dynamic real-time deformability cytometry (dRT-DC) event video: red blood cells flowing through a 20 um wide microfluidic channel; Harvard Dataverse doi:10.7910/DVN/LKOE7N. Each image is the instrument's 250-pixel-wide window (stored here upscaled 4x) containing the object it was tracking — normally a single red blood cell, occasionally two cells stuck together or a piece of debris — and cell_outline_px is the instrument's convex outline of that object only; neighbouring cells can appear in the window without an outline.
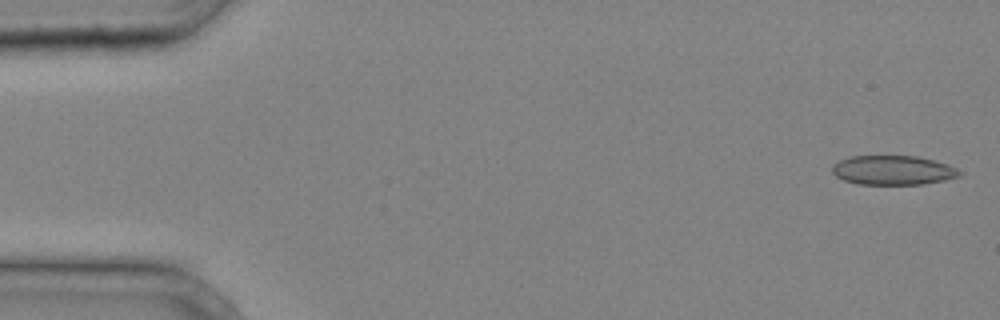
{"species": "common noctule bat (a hibernating species)", "species_latin": "Nyctalus noctula", "temperature_condition": "cold", "stored_images_in_passage": 37, "camera_frame_rate_fps": 3000, "um_per_image_px": 0.085, "animal": {"sex": "male", "body_mass_g": 20.4}, "frame": {"image": 1, "passage_image": 1, "time_ms": 0.0, "image_size_px": [1000, 320], "cell_outline_px": [[964, 172], [960, 176], [944, 180], [920, 184], [856, 184], [844, 180], [836, 176], [832, 172], [832, 164], [840, 160], [852, 156], [916, 156], [948, 164]], "centroid_in_image_um": [75.9, 14.47], "position_along_channel_um": 9.1, "area_um2": 21.73}}
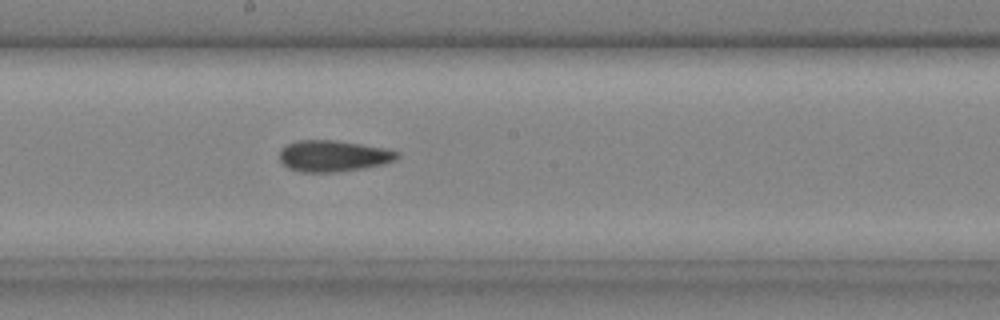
{"frame": {"image": 2, "passage_image": 21, "time_ms": 6.667, "image_size_px": [1000, 320], "cell_outline_px": [[400, 156], [396, 160], [384, 164], [364, 168], [332, 172], [300, 172], [288, 168], [280, 160], [280, 148], [296, 140], [336, 140], [384, 148], [400, 152]], "centroid_in_image_um": [28.33, 13.25], "position_along_channel_um": 219.9, "area_um2": 21.5}}
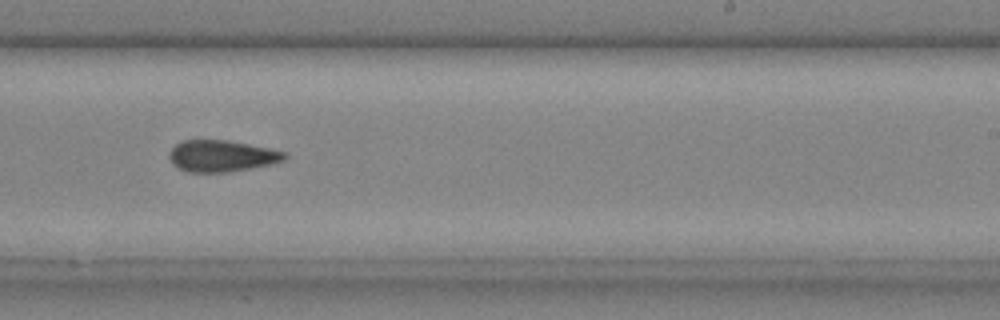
{"frame": {"image": 3, "passage_image": 24, "time_ms": 7.667, "image_size_px": [1000, 320], "cell_outline_px": [[288, 156], [284, 160], [268, 164], [248, 168], [224, 172], [188, 172], [172, 164], [168, 156], [168, 152], [180, 140], [224, 140], [248, 144], [288, 152]], "centroid_in_image_um": [18.8, 13.24], "position_along_channel_um": 270.2, "area_um2": 20.98}}